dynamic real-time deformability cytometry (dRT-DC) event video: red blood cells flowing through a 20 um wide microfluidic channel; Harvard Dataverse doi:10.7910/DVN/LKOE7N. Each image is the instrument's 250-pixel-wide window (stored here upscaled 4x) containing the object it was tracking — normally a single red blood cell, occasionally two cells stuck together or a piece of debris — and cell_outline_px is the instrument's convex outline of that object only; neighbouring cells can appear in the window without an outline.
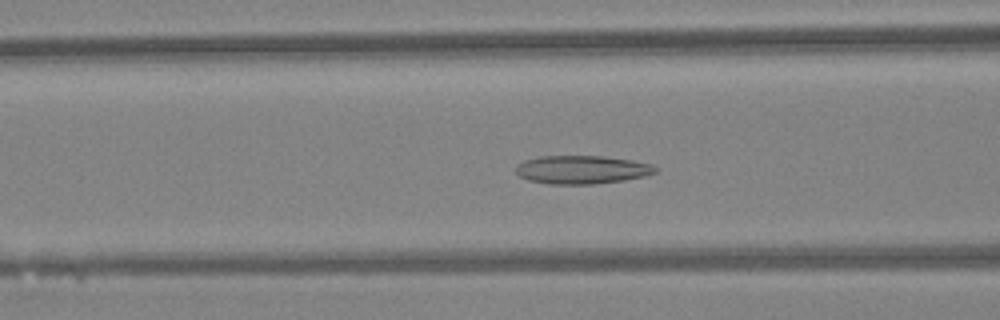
{"species": "Egyptian fruit bat (a non-hibernating species)", "species_latin": "Rousettus aegyptiacus", "temperature_condition": "warm", "stored_images_in_passage": 47, "camera_frame_rate_fps": 3000, "um_per_image_px": 0.085, "animal": {"sex": "female"}, "frame": {"image": 1, "passage_image": 19, "time_ms": 6.0, "image_size_px": [1000, 320], "cell_outline_px": [[656, 172], [644, 176], [624, 180], [596, 184], [548, 184], [528, 180], [520, 176], [516, 172], [516, 168], [524, 160], [540, 156], [604, 156], [632, 160], [652, 164], [656, 168]], "centroid_in_image_um": [49.46, 14.42], "position_along_channel_um": 117.1, "area_um2": 23.0}}
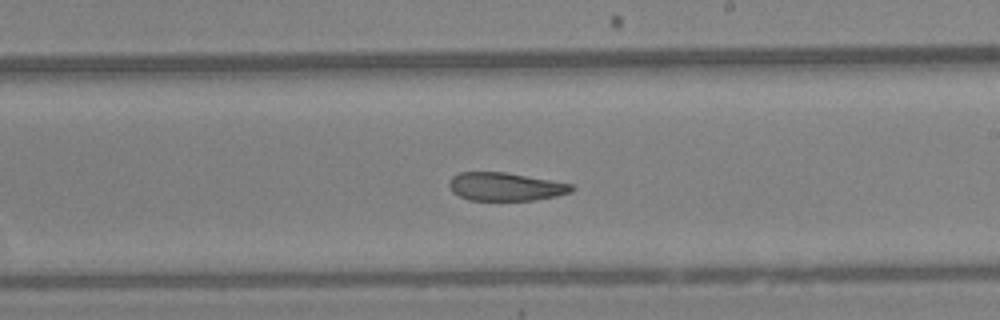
{"frame": {"image": 2, "passage_image": 28, "time_ms": 9.0, "image_size_px": [1000, 320], "cell_outline_px": [[576, 188], [572, 192], [556, 196], [536, 200], [468, 200], [452, 192], [448, 184], [452, 176], [460, 172], [504, 172], [572, 184]], "centroid_in_image_um": [42.96, 15.87], "position_along_channel_um": 246.0, "area_um2": 20.11}}
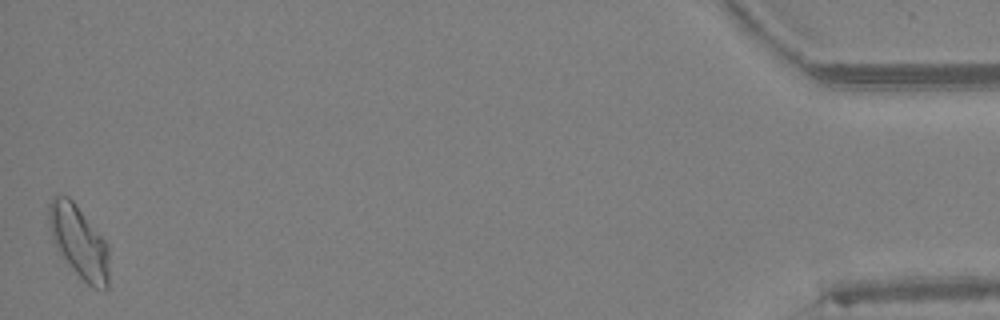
{"frame": {"image": 3, "passage_image": 47, "time_ms": 15.333, "image_size_px": [1000, 320], "cell_outline_px": [[108, 288], [104, 292], [92, 288], [72, 268], [56, 248], [52, 240], [48, 224], [48, 204], [56, 196], [68, 196], [76, 204], [108, 244]], "centroid_in_image_um": [6.71, 20.57], "position_along_channel_um": 428.5, "area_um2": 25.37}, "authors_computed_cell_mechanics": {"area_um2": 23.0044, "velocity_mm_per_s": 4.323, "shape_relaxation_time_tau1_ms": null, "shape_relaxation_time_tau2_ms": 3.3848, "deformation_change_tau1": null, "deformation_change_tau2": 0.1174}}